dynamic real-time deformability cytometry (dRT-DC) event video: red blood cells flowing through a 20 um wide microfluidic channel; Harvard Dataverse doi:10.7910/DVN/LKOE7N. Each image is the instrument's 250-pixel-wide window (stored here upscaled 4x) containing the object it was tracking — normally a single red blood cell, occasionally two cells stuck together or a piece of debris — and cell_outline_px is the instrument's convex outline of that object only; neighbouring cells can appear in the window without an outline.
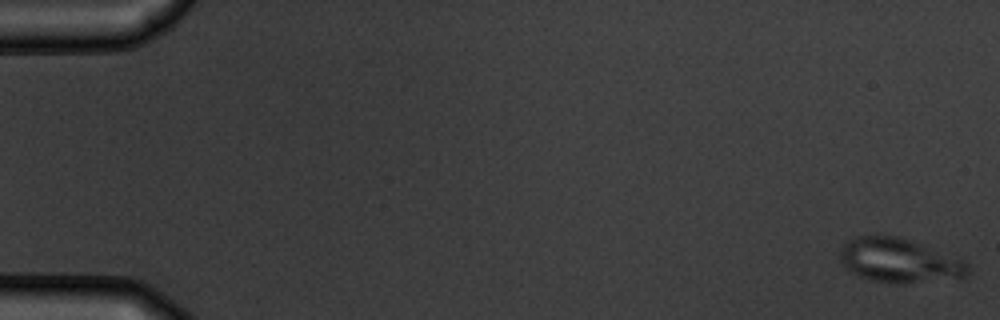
{"species": "common noctule bat (a hibernating species)", "species_latin": "Nyctalus noctula", "temperature_condition": "warm", "stored_images_in_passage": 5, "camera_frame_rate_fps": 3000, "um_per_image_px": 0.085, "animal": {"sex": "male", "body_mass_g": 19.5, "forearm_length_mm": 54.6}, "frame": {"image": 1, "passage_image": 1, "time_ms": 0.0, "image_size_px": [1000, 320], "cell_outline_px": [[968, 272], [964, 276], [904, 284], [900, 284], [872, 280], [860, 276], [852, 272], [840, 260], [840, 248], [848, 240], [856, 236], [896, 236], [920, 244], [964, 260], [968, 264]], "centroid_in_image_um": [76.4, 22.14], "position_along_channel_um": 8.6, "area_um2": 32.19}}